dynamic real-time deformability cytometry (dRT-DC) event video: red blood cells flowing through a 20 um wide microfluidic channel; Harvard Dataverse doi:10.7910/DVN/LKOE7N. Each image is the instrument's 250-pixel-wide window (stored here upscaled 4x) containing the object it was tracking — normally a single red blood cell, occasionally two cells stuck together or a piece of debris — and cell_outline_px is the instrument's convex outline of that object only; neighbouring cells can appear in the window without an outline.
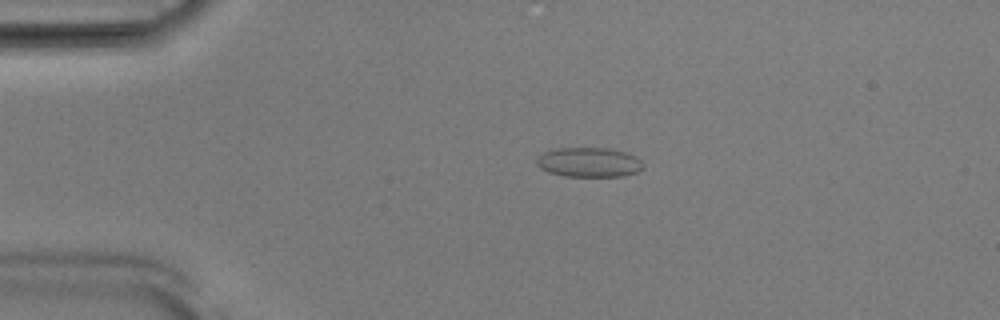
{"species": "Egyptian fruit bat (a non-hibernating species)", "species_latin": "Rousettus aegyptiacus", "temperature_condition": "room temperature", "stored_images_in_passage": 51, "camera_frame_rate_fps": 3000, "um_per_image_px": 0.085, "animal": {"sex": "male"}, "frame": {"image": 1, "passage_image": 10, "time_ms": 3.0, "image_size_px": [1000, 320], "cell_outline_px": [[644, 168], [636, 172], [624, 176], [564, 176], [548, 172], [540, 168], [536, 164], [536, 160], [544, 152], [552, 148], [608, 148], [624, 152], [636, 156], [644, 164]], "centroid_in_image_um": [50.06, 13.79], "position_along_channel_um": 34.9, "area_um2": 18.44}}
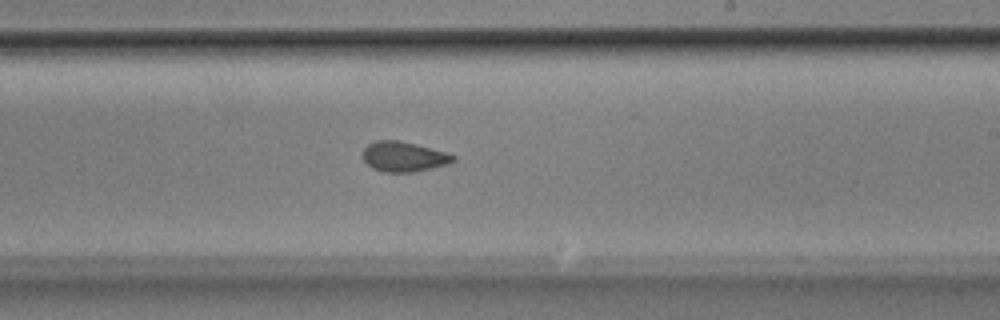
{"frame": {"image": 2, "passage_image": 30, "time_ms": 9.667, "image_size_px": [1000, 320], "cell_outline_px": [[456, 160], [448, 164], [412, 172], [384, 172], [372, 168], [360, 156], [364, 148], [368, 144], [376, 140], [400, 140], [416, 144], [444, 152], [456, 156]], "centroid_in_image_um": [34.28, 13.31], "position_along_channel_um": 254.7, "area_um2": 15.84}}
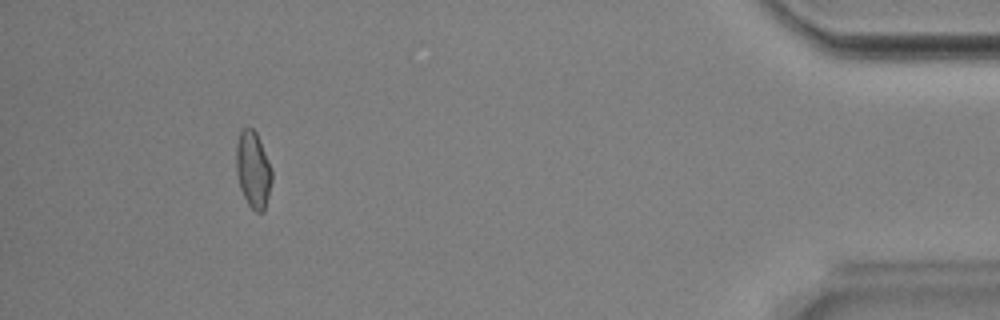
{"frame": {"image": 3, "passage_image": 47, "time_ms": 15.333, "image_size_px": [1000, 320], "cell_outline_px": [[272, 180], [264, 212], [256, 212], [248, 204], [240, 188], [236, 172], [236, 148], [240, 132], [244, 128], [252, 128], [256, 132], [272, 168]], "centroid_in_image_um": [21.52, 14.43], "position_along_channel_um": 413.7, "area_um2": 15.84}, "authors_computed_cell_mechanics": {"area_um2": 16.184, "velocity_mm_per_s": 3.9046, "shape_relaxation_time_tau1_ms": null, "shape_relaxation_time_tau2_ms": 1.8893, "deformation_change_tau1": null, "deformation_change_tau2": 0.0855}}